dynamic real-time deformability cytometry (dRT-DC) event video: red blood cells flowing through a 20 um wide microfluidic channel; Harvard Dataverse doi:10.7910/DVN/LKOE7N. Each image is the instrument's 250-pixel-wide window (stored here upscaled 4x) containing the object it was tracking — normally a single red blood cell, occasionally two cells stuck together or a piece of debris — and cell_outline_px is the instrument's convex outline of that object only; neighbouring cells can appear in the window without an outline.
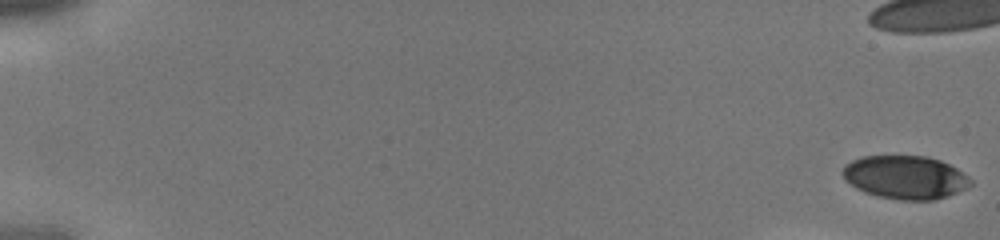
{"species": "human", "species_latin": "Homo sapiens", "temperature_condition": "cold", "stored_images_in_passage": 37, "camera_frame_rate_fps": 3000, "um_per_image_px": 0.085, "donor": {"sex": "male"}, "frame": {"image": 1, "passage_image": 1, "time_ms": 0.0, "image_size_px": [1000, 240], "cell_outline_px": [[972, 184], [948, 196], [936, 200], [896, 200], [876, 196], [864, 192], [856, 188], [844, 180], [840, 172], [844, 164], [860, 156], [928, 156], [940, 160], [956, 168], [968, 176], [972, 180]], "centroid_in_image_um": [76.89, 15.07], "position_along_channel_um": 8.1, "area_um2": 32.66}}
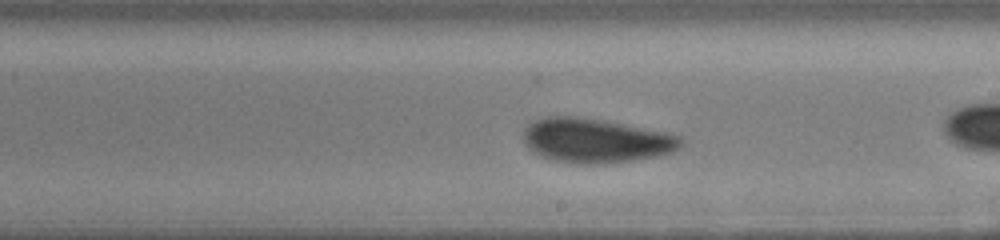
{"frame": {"image": 2, "passage_image": 25, "time_ms": 8.0, "image_size_px": [1000, 240], "cell_outline_px": [[684, 144], [680, 148], [672, 152], [656, 156], [636, 160], [612, 164], [576, 164], [552, 160], [540, 156], [532, 152], [524, 144], [524, 128], [528, 124], [536, 120], [548, 116], [576, 116], [600, 120], [668, 132], [680, 136]], "centroid_in_image_um": [50.64, 11.97], "position_along_channel_um": 238.4, "area_um2": 41.1}}
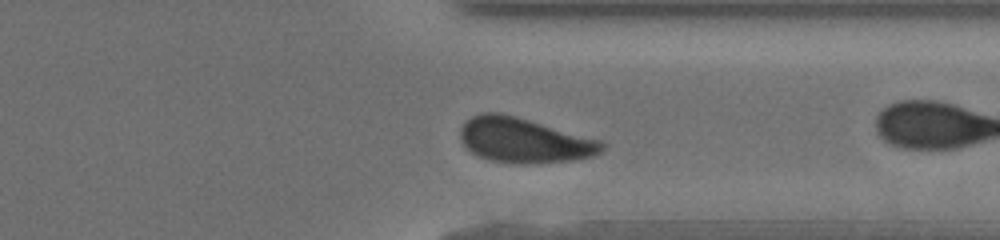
{"frame": {"image": 3, "passage_image": 33, "time_ms": 10.667, "image_size_px": [1000, 240], "cell_outline_px": [[608, 144], [600, 152], [592, 156], [572, 160], [532, 164], [528, 164], [492, 160], [480, 156], [472, 152], [460, 140], [460, 128], [472, 116], [484, 112], [500, 112], [516, 116], [604, 140]], "centroid_in_image_um": [44.61, 11.91], "position_along_channel_um": 366.8, "area_um2": 37.17}}